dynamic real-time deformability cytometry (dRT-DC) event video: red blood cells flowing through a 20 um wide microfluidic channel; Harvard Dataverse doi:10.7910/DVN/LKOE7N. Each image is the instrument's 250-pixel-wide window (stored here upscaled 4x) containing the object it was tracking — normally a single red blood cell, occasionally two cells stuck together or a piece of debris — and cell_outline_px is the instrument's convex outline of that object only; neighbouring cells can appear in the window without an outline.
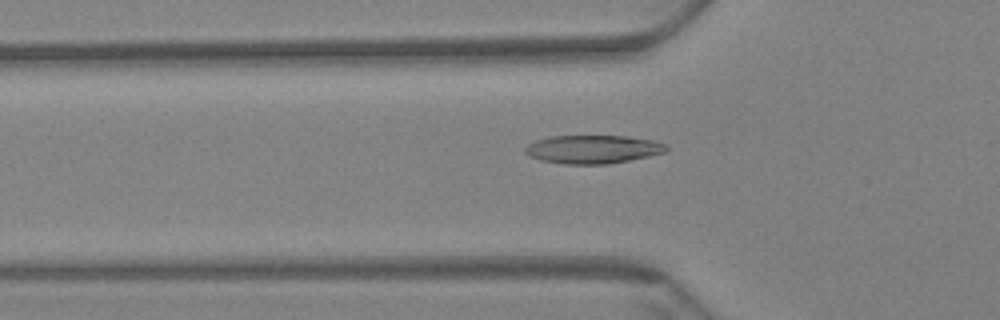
{"species": "Egyptian fruit bat (a non-hibernating species)", "species_latin": "Rousettus aegyptiacus", "temperature_condition": "warm", "stored_images_in_passage": 48, "camera_frame_rate_fps": 3000, "um_per_image_px": 0.085, "animal": {"sex": "female"}, "frame": {"image": 1, "passage_image": 8, "time_ms": 2.333, "image_size_px": [1000, 320], "cell_outline_px": [[668, 148], [664, 152], [648, 156], [608, 164], [564, 164], [540, 160], [528, 156], [524, 152], [524, 148], [528, 144], [536, 140], [552, 136], [628, 136], [652, 140], [664, 144]], "centroid_in_image_um": [50.34, 12.69], "position_along_channel_um": 75.5, "area_um2": 23.24}}
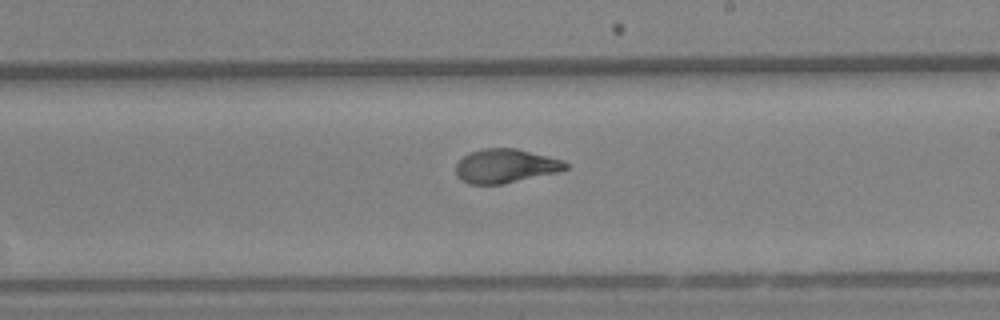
{"frame": {"image": 2, "passage_image": 23, "time_ms": 7.333, "image_size_px": [1000, 320], "cell_outline_px": [[568, 168], [556, 172], [504, 184], [468, 184], [460, 180], [456, 176], [456, 164], [464, 156], [472, 152], [484, 148], [516, 148], [564, 160], [568, 164]], "centroid_in_image_um": [42.95, 14.11], "position_along_channel_um": 246.0, "area_um2": 21.68}}
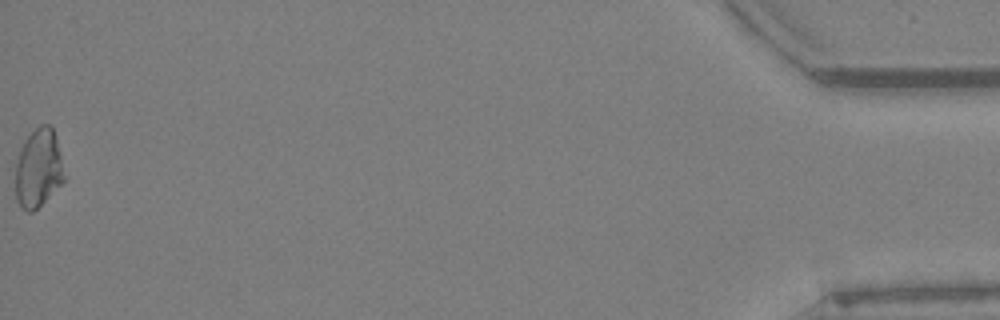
{"frame": {"image": 3, "passage_image": 48, "time_ms": 15.667, "image_size_px": [1000, 320], "cell_outline_px": [[68, 176], [32, 212], [28, 212], [16, 200], [16, 164], [20, 148], [24, 140], [40, 124], [48, 124], [52, 128], [56, 136]], "centroid_in_image_um": [3.3, 14.26], "position_along_channel_um": 431.9, "area_um2": 22.37}, "authors_computed_cell_mechanics": {"area_um2": 21.9351, "velocity_mm_per_s": 3.4177, "shape_relaxation_time_tau1_ms": 8.4347, "shape_relaxation_time_tau2_ms": 0.9208, "deformation_change_tau1": 0.2404, "deformation_change_tau2": 0.0576}}